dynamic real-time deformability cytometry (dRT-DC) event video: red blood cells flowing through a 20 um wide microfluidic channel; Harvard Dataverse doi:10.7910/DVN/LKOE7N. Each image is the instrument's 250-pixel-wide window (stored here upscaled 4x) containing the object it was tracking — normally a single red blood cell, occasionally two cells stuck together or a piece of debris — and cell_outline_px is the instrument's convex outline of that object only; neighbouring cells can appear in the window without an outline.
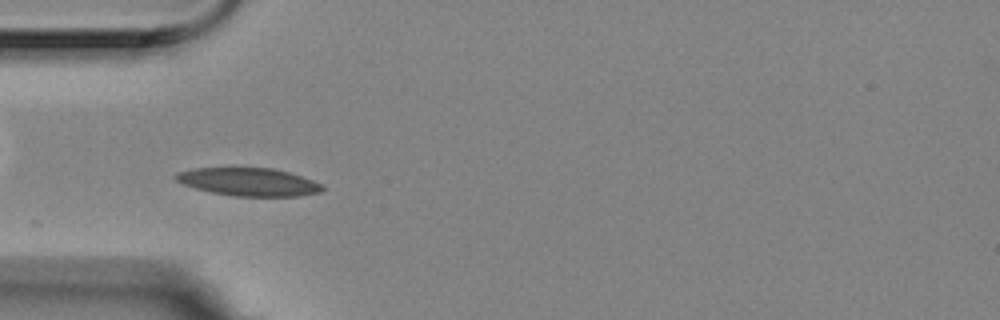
{"species": "Egyptian fruit bat (a non-hibernating species)", "species_latin": "Rousettus aegyptiacus", "temperature_condition": "room temperature", "stored_images_in_passage": 7, "camera_frame_rate_fps": 3000, "um_per_image_px": 0.085, "animal": {"sex": "female"}, "frame": {"image": 1, "passage_image": 6, "time_ms": 1.667, "image_size_px": [1000, 320], "cell_outline_px": [[324, 188], [320, 192], [300, 196], [232, 196], [212, 192], [196, 188], [184, 184], [176, 180], [172, 176], [176, 172], [192, 168], [272, 168], [288, 172], [312, 180], [320, 184]], "centroid_in_image_um": [21.09, 15.46], "position_along_channel_um": 63.9, "area_um2": 23.76}}
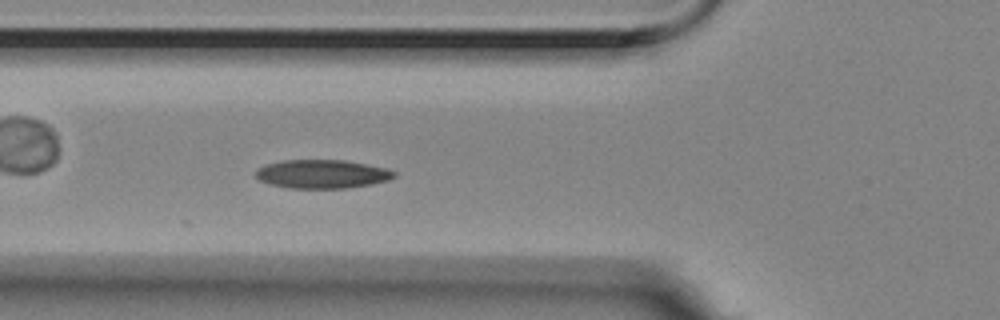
{"frame": {"image": 2, "passage_image": 7, "time_ms": 2.0, "image_size_px": [1000, 320], "cell_outline_px": [[396, 176], [388, 180], [372, 184], [348, 188], [288, 188], [268, 184], [260, 180], [256, 176], [256, 168], [268, 164], [284, 160], [344, 160], [388, 168], [396, 172]], "centroid_in_image_um": [27.39, 14.79], "position_along_channel_um": 98.4, "area_um2": 23.18}}